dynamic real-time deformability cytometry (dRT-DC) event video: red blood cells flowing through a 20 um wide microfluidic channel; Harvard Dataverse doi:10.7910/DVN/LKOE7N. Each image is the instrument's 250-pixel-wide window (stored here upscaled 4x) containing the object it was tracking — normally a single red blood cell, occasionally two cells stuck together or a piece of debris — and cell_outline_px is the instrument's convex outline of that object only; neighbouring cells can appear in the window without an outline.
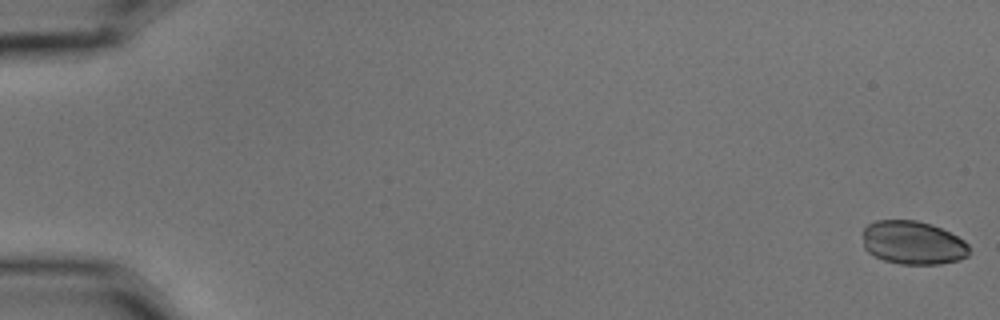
{"species": "common noctule bat (a hibernating species)", "species_latin": "Nyctalus noctula", "temperature_condition": "cold", "stored_images_in_passage": 6, "segment_of_instrument_passage": [1, 2], "camera_frame_rate_fps": 3000, "um_per_image_px": 0.085, "animal": {"sex": "male", "body_mass_g": 15.6}, "frame": {"image": 1, "passage_image": 1, "time_ms": 0.0, "image_size_px": [1000, 320], "cell_outline_px": [[968, 256], [960, 260], [940, 264], [900, 264], [884, 260], [868, 252], [864, 248], [864, 228], [868, 224], [876, 220], [916, 220], [932, 224], [964, 240], [968, 244]], "centroid_in_image_um": [77.6, 20.63], "position_along_channel_um": 7.4, "area_um2": 26.93}}
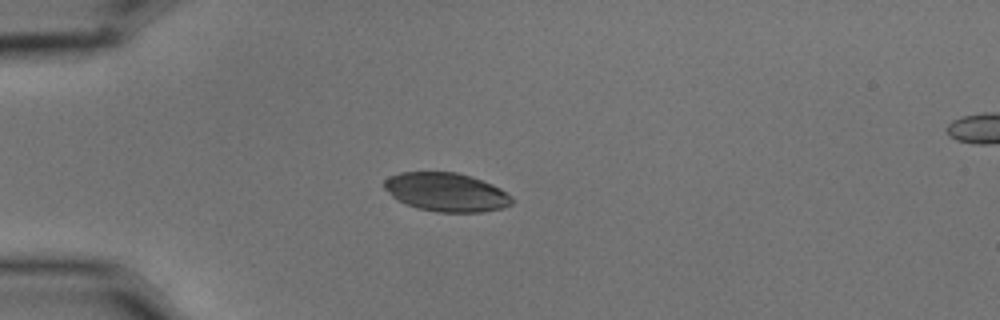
{"frame": {"image": 2, "passage_image": 5, "time_ms": 1.333, "image_size_px": [1000, 320], "cell_outline_px": [[512, 204], [504, 208], [484, 212], [436, 212], [416, 208], [396, 200], [384, 188], [384, 180], [388, 176], [400, 172], [456, 172], [472, 176], [492, 184], [500, 188], [512, 196]], "centroid_in_image_um": [37.93, 16.33], "position_along_channel_um": 47.1, "area_um2": 29.07}}